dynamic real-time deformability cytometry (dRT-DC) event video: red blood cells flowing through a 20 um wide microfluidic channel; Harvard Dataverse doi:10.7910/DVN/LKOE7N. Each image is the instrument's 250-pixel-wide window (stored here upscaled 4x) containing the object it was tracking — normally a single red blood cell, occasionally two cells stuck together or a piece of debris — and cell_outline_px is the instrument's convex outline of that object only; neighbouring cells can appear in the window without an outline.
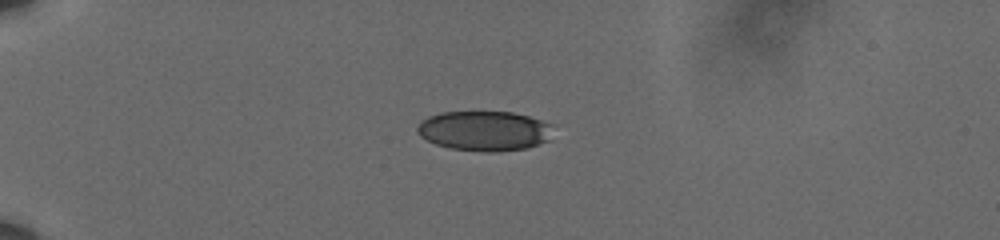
{"species": "human", "species_latin": "Homo sapiens", "temperature_condition": "cold", "stored_images_in_passage": 43, "camera_frame_rate_fps": 3000, "um_per_image_px": 0.085, "donor": {"sex": "male"}, "frame": {"image": 1, "passage_image": 1, "time_ms": 0.0, "image_size_px": [1000, 240], "cell_outline_px": [[552, 124], [548, 140], [524, 148], [492, 152], [488, 152], [452, 148], [436, 144], [420, 136], [416, 132], [416, 128], [428, 116], [440, 112], [512, 112], [528, 116]], "centroid_in_image_um": [41.14, 11.11], "position_along_channel_um": 43.9, "area_um2": 31.1}}
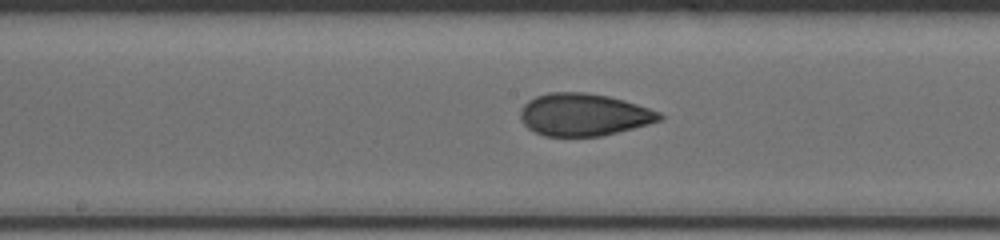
{"frame": {"image": 2, "passage_image": 18, "time_ms": 5.667, "image_size_px": [1000, 240], "cell_outline_px": [[664, 116], [660, 120], [648, 124], [600, 136], [544, 136], [528, 128], [524, 124], [520, 116], [520, 108], [528, 100], [536, 96], [548, 92], [584, 92], [608, 96], [624, 100], [660, 112]], "centroid_in_image_um": [49.59, 9.74], "position_along_channel_um": 198.6, "area_um2": 34.22}}
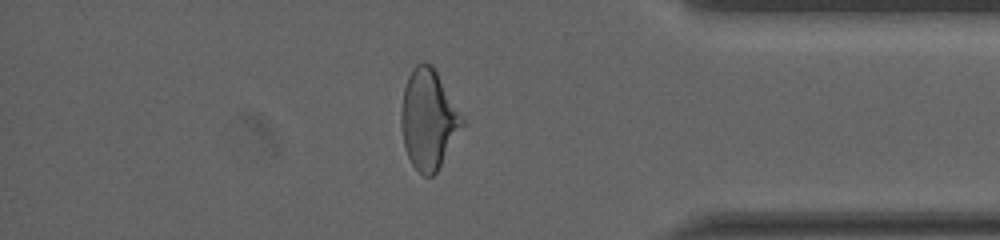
{"frame": {"image": 3, "passage_image": 36, "time_ms": 11.667, "image_size_px": [1000, 240], "cell_outline_px": [[464, 124], [436, 172], [432, 176], [424, 176], [412, 164], [408, 156], [404, 144], [400, 124], [400, 112], [404, 88], [408, 76], [412, 68], [416, 64], [424, 60], [432, 64], [464, 116]], "centroid_in_image_um": [36.41, 10.09], "position_along_channel_um": 398.8, "area_um2": 35.49}, "authors_computed_cell_mechanics": {"area_um2": 34.2176, "velocity_mm_per_s": 3.618, "shape_relaxation_time_tau1_ms": 6.2062, "shape_relaxation_time_tau2_ms": 1.5345, "deformation_change_tau1": 0.1446, "deformation_change_tau2": 0.072}}